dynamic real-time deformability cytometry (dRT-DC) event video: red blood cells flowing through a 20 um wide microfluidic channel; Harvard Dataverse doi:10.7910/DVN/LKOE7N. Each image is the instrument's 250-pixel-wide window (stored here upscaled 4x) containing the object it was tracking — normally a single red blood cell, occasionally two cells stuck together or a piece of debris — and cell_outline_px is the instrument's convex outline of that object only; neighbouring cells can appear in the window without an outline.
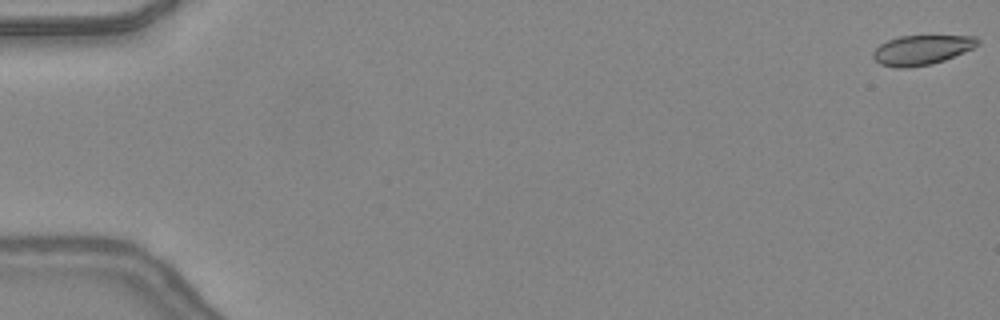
{"species": "common noctule bat (a hibernating species)", "species_latin": "Nyctalus noctula", "temperature_condition": "warm", "stored_images_in_passage": 17, "camera_frame_rate_fps": 3000, "um_per_image_px": 0.085, "animal": {"sex": "female", "body_mass_g": 24.6, "forearm_length_mm": 56.2}, "frame": {"image": 1, "passage_image": 1, "time_ms": 0.0, "image_size_px": [1000, 320], "cell_outline_px": [[980, 44], [972, 48], [944, 60], [932, 64], [908, 68], [896, 68], [880, 64], [872, 56], [872, 52], [880, 44], [888, 40], [900, 36], [976, 36], [980, 40]], "centroid_in_image_um": [78.33, 4.25], "position_along_channel_um": 6.7, "area_um2": 18.03}}